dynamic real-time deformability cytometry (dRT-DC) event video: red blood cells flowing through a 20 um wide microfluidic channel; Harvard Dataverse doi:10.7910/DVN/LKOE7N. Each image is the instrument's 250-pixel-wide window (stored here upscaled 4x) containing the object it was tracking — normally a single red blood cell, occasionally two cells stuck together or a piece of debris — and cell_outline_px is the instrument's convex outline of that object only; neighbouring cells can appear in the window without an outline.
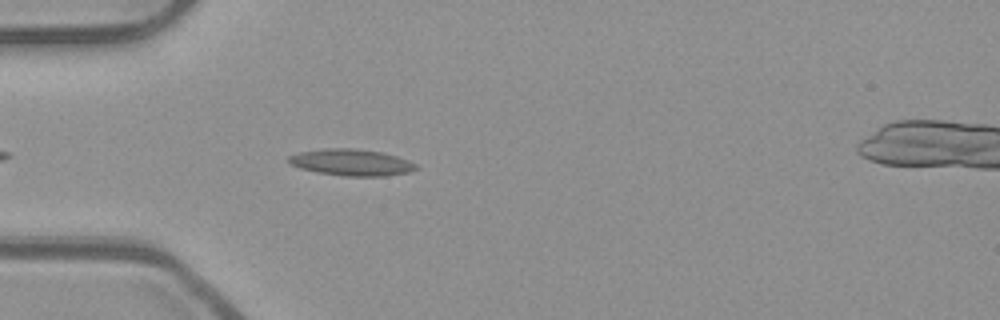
{"species": "common noctule bat (a hibernating species)", "species_latin": "Nyctalus noctula", "temperature_condition": "room temperature", "stored_images_in_passage": 15, "camera_frame_rate_fps": 3000, "um_per_image_px": 0.085, "animal": {"sex": "male", "body_mass_g": 23.1, "forearm_length_mm": 52.7}, "frame": {"image": 1, "passage_image": 5, "time_ms": 1.333, "image_size_px": [1000, 320], "cell_outline_px": [[416, 168], [408, 172], [384, 176], [344, 176], [316, 172], [300, 168], [292, 164], [288, 160], [288, 156], [300, 152], [328, 148], [352, 148], [380, 152], [396, 156], [408, 160], [416, 164]], "centroid_in_image_um": [29.85, 13.81], "position_along_channel_um": 55.1, "area_um2": 19.42}}
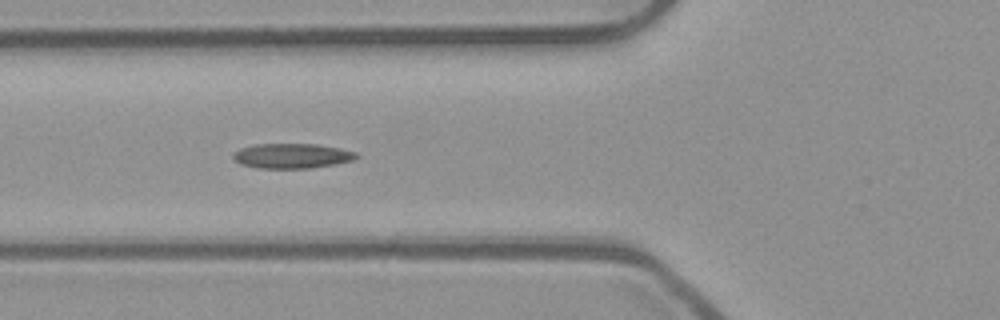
{"frame": {"image": 2, "passage_image": 9, "time_ms": 2.667, "image_size_px": [1000, 320], "cell_outline_px": [[360, 156], [352, 160], [336, 164], [312, 168], [256, 168], [240, 164], [232, 156], [232, 152], [240, 148], [256, 144], [316, 144], [340, 148], [356, 152]], "centroid_in_image_um": [24.81, 13.25], "position_along_channel_um": 101.0, "area_um2": 17.98}}